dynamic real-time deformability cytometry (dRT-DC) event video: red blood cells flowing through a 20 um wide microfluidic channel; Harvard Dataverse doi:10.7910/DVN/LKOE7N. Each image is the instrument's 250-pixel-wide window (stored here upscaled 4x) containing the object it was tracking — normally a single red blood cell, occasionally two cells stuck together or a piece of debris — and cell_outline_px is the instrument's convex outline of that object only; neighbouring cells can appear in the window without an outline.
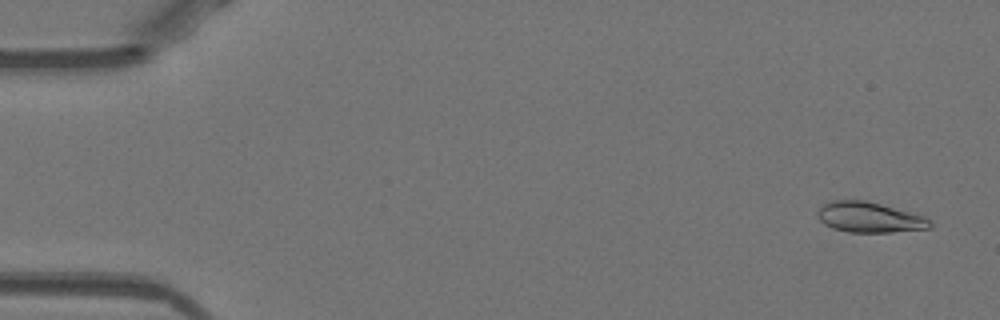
{"species": "Egyptian fruit bat (a non-hibernating species)", "species_latin": "Rousettus aegyptiacus", "temperature_condition": "warm", "stored_images_in_passage": 51, "camera_frame_rate_fps": 3000, "um_per_image_px": 0.085, "animal": {"sex": "female"}, "frame": {"image": 1, "passage_image": 2, "time_ms": 0.333, "image_size_px": [1000, 320], "cell_outline_px": [[932, 224], [928, 228], [892, 232], [848, 232], [832, 228], [824, 224], [816, 216], [816, 212], [824, 204], [832, 200], [864, 200], [880, 204], [924, 216], [932, 220]], "centroid_in_image_um": [73.87, 18.47], "position_along_channel_um": 11.1, "area_um2": 19.83}}
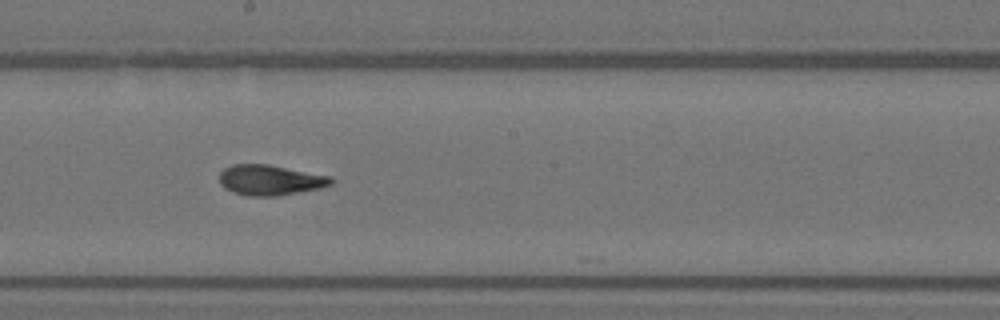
{"frame": {"image": 2, "passage_image": 28, "time_ms": 9.0, "image_size_px": [1000, 320], "cell_outline_px": [[336, 180], [332, 184], [320, 188], [276, 196], [248, 196], [232, 192], [224, 188], [220, 184], [220, 172], [224, 168], [232, 164], [268, 164], [332, 176]], "centroid_in_image_um": [22.97, 15.3], "position_along_channel_um": 225.2, "area_um2": 19.94}}
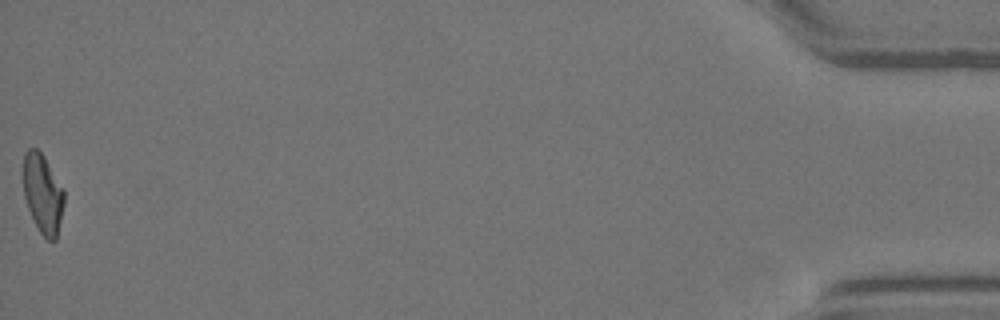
{"frame": {"image": 3, "passage_image": 51, "time_ms": 16.667, "image_size_px": [1000, 320], "cell_outline_px": [[64, 204], [56, 240], [48, 240], [40, 232], [28, 208], [24, 196], [24, 152], [28, 148], [36, 148], [44, 156], [64, 188]], "centroid_in_image_um": [3.65, 16.44], "position_along_channel_um": 431.5, "area_um2": 18.73}, "authors_computed_cell_mechanics": {"area_um2": 19.7676, "velocity_mm_per_s": 3.9734, "shape_relaxation_time_tau1_ms": 3.8574, "shape_relaxation_time_tau2_ms": 1.7238, "deformation_change_tau1": 0.1798, "deformation_change_tau2": 0.0866}}